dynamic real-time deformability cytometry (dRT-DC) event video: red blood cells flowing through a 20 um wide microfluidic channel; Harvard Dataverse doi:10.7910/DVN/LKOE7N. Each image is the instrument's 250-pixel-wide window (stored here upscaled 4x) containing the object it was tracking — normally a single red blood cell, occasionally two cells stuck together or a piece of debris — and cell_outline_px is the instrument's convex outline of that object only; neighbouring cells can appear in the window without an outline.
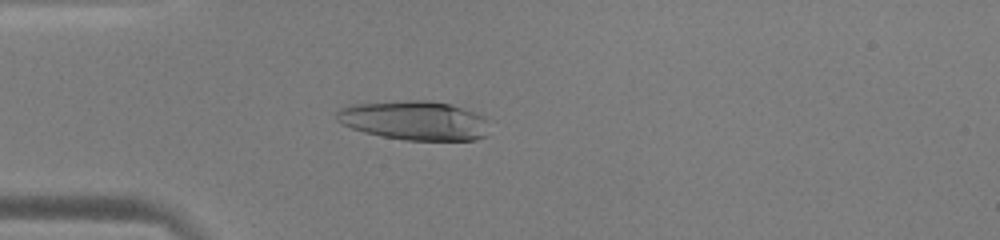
{"species": "human", "species_latin": "Homo sapiens", "temperature_condition": "warm", "stored_images_in_passage": 52, "camera_frame_rate_fps": 3000, "um_per_image_px": 0.085, "donor": {"sex": "male"}, "frame": {"image": 1, "passage_image": 15, "time_ms": 4.667, "image_size_px": [1000, 240], "cell_outline_px": [[488, 136], [476, 140], [404, 140], [380, 136], [364, 132], [340, 124], [336, 120], [336, 112], [340, 108], [352, 104], [408, 100], [428, 100], [452, 104], [476, 112], [484, 116]], "centroid_in_image_um": [35.22, 10.24], "position_along_channel_um": 49.8, "area_um2": 35.2}}
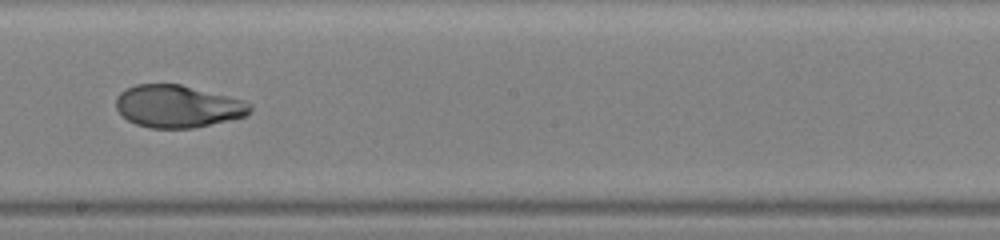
{"frame": {"image": 2, "passage_image": 30, "time_ms": 9.667, "image_size_px": [1000, 240], "cell_outline_px": [[252, 108], [244, 116], [232, 120], [192, 128], [148, 128], [136, 124], [128, 120], [116, 108], [116, 96], [120, 92], [136, 84], [180, 84], [244, 100], [252, 104]], "centroid_in_image_um": [15.1, 9.04], "position_along_channel_um": 233.1, "area_um2": 33.06}}
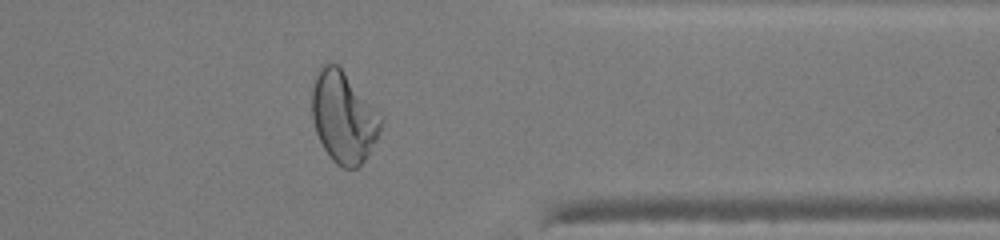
{"frame": {"image": 3, "passage_image": 42, "time_ms": 13.667, "image_size_px": [1000, 240], "cell_outline_px": [[384, 120], [376, 140], [364, 160], [356, 168], [344, 168], [336, 164], [332, 160], [324, 148], [316, 132], [312, 120], [312, 88], [316, 72], [320, 64], [328, 60], [332, 60], [340, 64], [376, 108]], "centroid_in_image_um": [29.18, 9.86], "position_along_channel_um": 382.2, "area_um2": 37.34}, "authors_computed_cell_mechanics": {"area_um2": 35.836, "velocity_mm_per_s": 3.9719, "shape_relaxation_time_tau1_ms": 9.6756, "shape_relaxation_time_tau2_ms": 1.1854, "deformation_change_tau1": 0.3929, "deformation_change_tau2": 0.034}}